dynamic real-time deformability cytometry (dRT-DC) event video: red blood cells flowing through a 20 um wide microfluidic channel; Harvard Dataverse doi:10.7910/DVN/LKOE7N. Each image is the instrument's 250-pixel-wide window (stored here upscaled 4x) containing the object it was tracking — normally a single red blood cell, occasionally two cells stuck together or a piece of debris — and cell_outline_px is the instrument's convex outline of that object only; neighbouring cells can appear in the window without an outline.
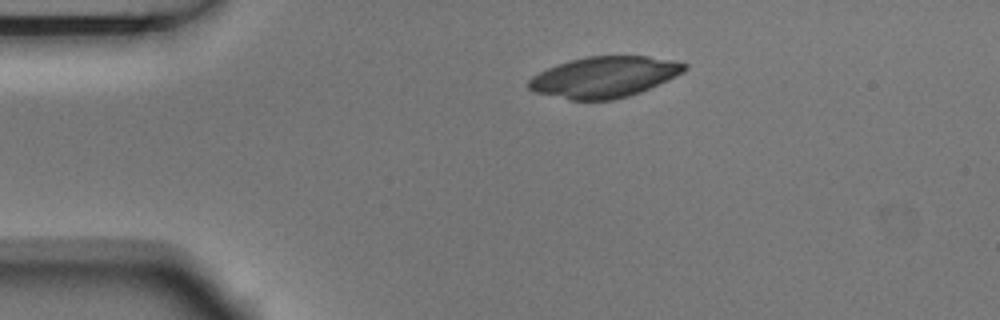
{"species": "Egyptian fruit bat (a non-hibernating species)", "species_latin": "Rousettus aegyptiacus", "temperature_condition": "room temperature", "stored_images_in_passage": 2, "camera_frame_rate_fps": 3000, "um_per_image_px": 0.085, "animal": {"sex": "male"}, "frame": {"image": 1, "passage_image": 1, "time_ms": 0.0, "image_size_px": [1000, 320], "cell_outline_px": [[688, 68], [684, 72], [668, 80], [640, 92], [628, 96], [612, 100], [572, 100], [536, 92], [528, 88], [528, 80], [532, 76], [556, 64], [588, 56], [648, 56], [672, 60], [688, 64]], "centroid_in_image_um": [51.39, 6.54], "position_along_channel_um": 33.6, "area_um2": 36.99}}